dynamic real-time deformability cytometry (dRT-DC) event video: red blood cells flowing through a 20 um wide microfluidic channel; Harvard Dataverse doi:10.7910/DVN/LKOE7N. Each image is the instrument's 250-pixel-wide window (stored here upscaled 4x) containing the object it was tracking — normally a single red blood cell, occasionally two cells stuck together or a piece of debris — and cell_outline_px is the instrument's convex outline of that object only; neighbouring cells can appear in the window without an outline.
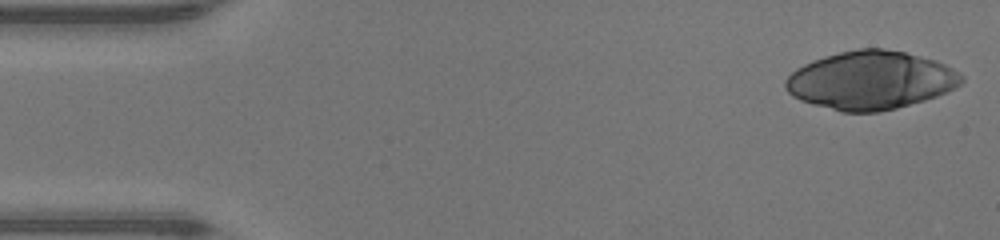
{"species": "human", "species_latin": "Homo sapiens", "temperature_condition": "warm", "stored_images_in_passage": 46, "camera_frame_rate_fps": 3000, "um_per_image_px": 0.085, "donor": {"sex": "male"}, "frame": {"image": 1, "passage_image": 1, "time_ms": 0.0, "image_size_px": [1000, 240], "cell_outline_px": [[964, 80], [956, 88], [948, 92], [924, 100], [896, 108], [880, 112], [840, 112], [800, 100], [792, 96], [784, 88], [784, 80], [796, 68], [812, 60], [824, 56], [856, 48], [884, 48], [904, 52], [936, 60], [960, 72], [964, 76]], "centroid_in_image_um": [74.0, 6.82], "position_along_channel_um": 11.0, "area_um2": 60.11}}